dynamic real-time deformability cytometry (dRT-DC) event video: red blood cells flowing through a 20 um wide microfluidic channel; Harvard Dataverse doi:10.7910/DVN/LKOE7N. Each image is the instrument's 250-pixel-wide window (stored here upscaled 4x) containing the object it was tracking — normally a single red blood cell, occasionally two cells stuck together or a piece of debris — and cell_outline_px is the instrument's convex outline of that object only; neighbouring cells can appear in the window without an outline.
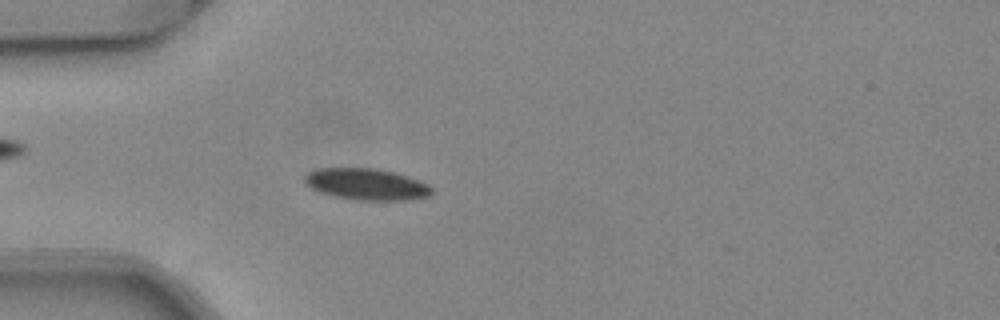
{"species": "common noctule bat (a hibernating species)", "species_latin": "Nyctalus noctula", "temperature_condition": "warm", "stored_images_in_passage": 44, "camera_frame_rate_fps": 3000, "um_per_image_px": 0.085, "animal": {"sex": "female", "body_mass_g": 24.6, "forearm_length_mm": 56.2}, "frame": {"image": 1, "passage_image": 9, "time_ms": 2.667, "image_size_px": [1000, 320], "cell_outline_px": [[432, 192], [428, 196], [404, 200], [352, 200], [332, 196], [320, 192], [312, 188], [304, 180], [304, 176], [308, 172], [316, 168], [380, 168], [408, 176], [428, 184], [432, 188]], "centroid_in_image_um": [31.13, 15.65], "position_along_channel_um": 53.9, "area_um2": 23.41}}
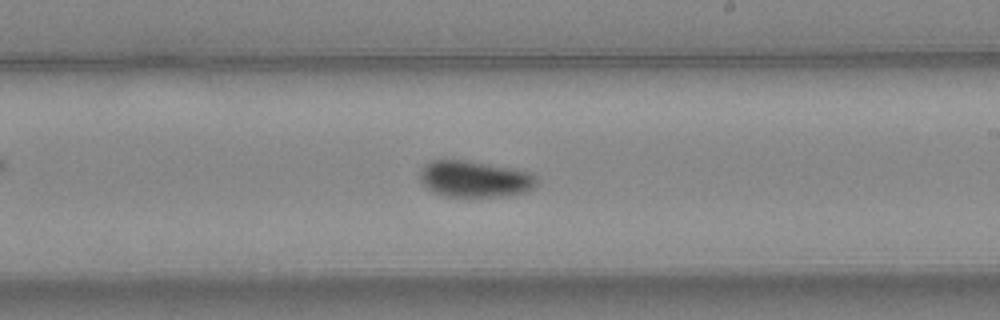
{"frame": {"image": 2, "passage_image": 24, "time_ms": 7.667, "image_size_px": [1000, 320], "cell_outline_px": [[536, 184], [528, 192], [508, 196], [440, 196], [432, 192], [420, 184], [420, 168], [424, 164], [432, 160], [464, 160], [512, 168], [528, 172], [536, 176]], "centroid_in_image_um": [40.3, 15.22], "position_along_channel_um": 248.7, "area_um2": 24.97}}
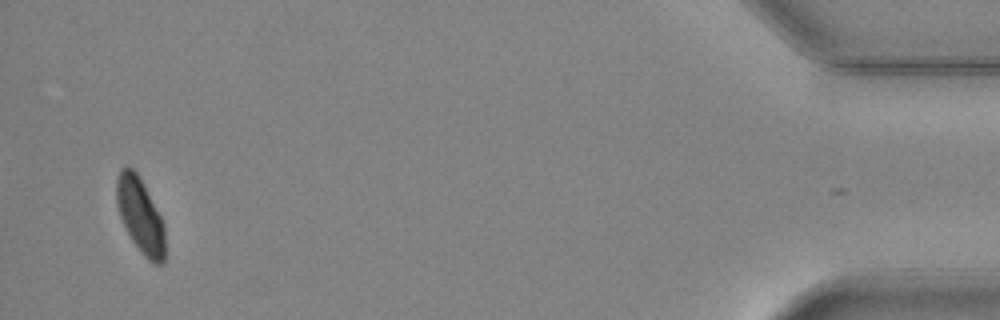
{"frame": {"image": 3, "passage_image": 43, "time_ms": 14.0, "image_size_px": [1000, 320], "cell_outline_px": [[164, 264], [152, 264], [144, 256], [132, 240], [120, 216], [116, 204], [116, 180], [120, 168], [128, 164], [140, 176], [164, 224]], "centroid_in_image_um": [11.91, 18.28], "position_along_channel_um": 423.3, "area_um2": 21.21}, "authors_computed_cell_mechanics": {"area_um2": 23.4668, "velocity_mm_per_s": 4.0752, "shape_relaxation_time_tau1_ms": 2.804, "shape_relaxation_time_tau2_ms": null, "deformation_change_tau1": 0.085, "deformation_change_tau2": null}}